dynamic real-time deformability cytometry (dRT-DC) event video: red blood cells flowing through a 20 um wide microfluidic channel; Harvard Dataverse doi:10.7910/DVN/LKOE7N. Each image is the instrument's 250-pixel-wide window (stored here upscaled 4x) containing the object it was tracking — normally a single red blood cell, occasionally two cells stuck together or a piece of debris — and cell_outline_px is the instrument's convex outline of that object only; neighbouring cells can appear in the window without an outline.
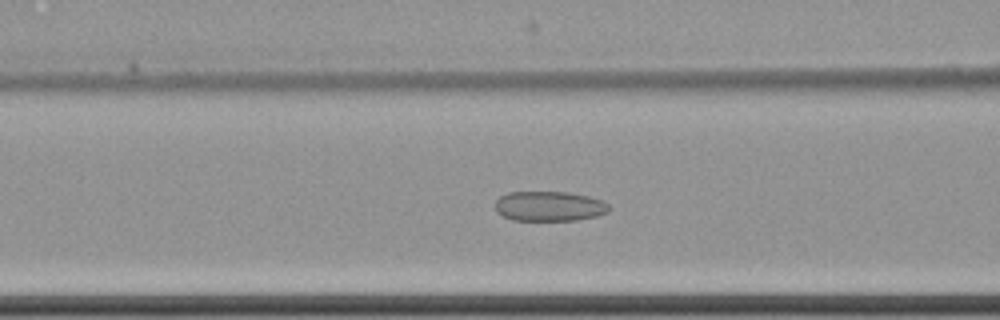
{"species": "common noctule bat (a hibernating species)", "species_latin": "Nyctalus noctula", "temperature_condition": "cold", "stored_images_in_passage": 51, "camera_frame_rate_fps": 3000, "um_per_image_px": 0.085, "animal": {"sex": "female", "body_mass_g": 22.7, "forearm_length_mm": 54.2}, "frame": {"image": 1, "passage_image": 16, "time_ms": 5.0, "image_size_px": [1000, 320], "cell_outline_px": [[612, 208], [608, 212], [596, 216], [576, 220], [512, 220], [496, 212], [496, 200], [500, 196], [508, 192], [568, 192], [588, 196], [600, 200], [608, 204]], "centroid_in_image_um": [46.69, 17.53], "position_along_channel_um": 119.9, "area_um2": 19.83}}
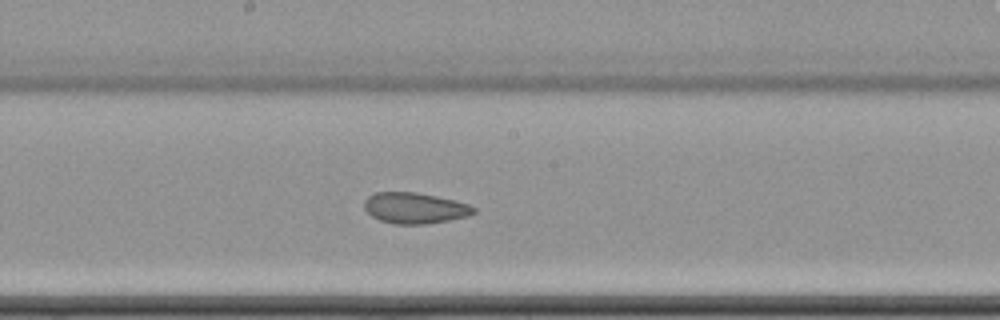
{"frame": {"image": 2, "passage_image": 24, "time_ms": 7.667, "image_size_px": [1000, 320], "cell_outline_px": [[476, 212], [468, 216], [428, 224], [396, 224], [380, 220], [372, 216], [364, 208], [364, 200], [368, 196], [376, 192], [416, 192], [456, 200], [468, 204], [476, 208]], "centroid_in_image_um": [35.27, 17.68], "position_along_channel_um": 212.9, "area_um2": 19.77}}
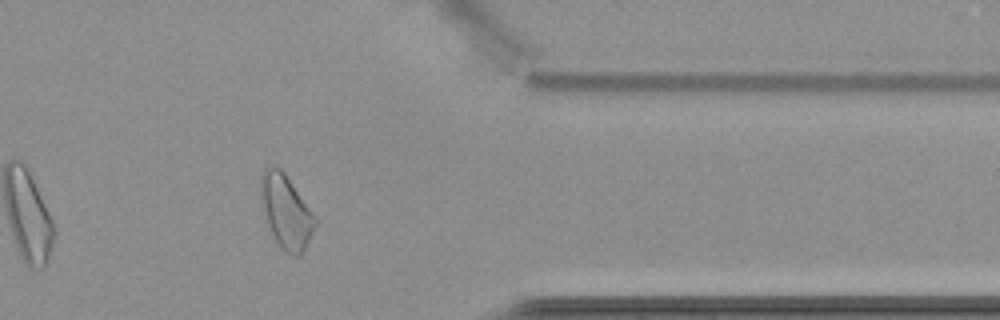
{"frame": {"image": 3, "passage_image": 40, "time_ms": 13.0, "image_size_px": [1000, 320], "cell_outline_px": [[320, 220], [300, 256], [292, 256], [284, 252], [280, 248], [268, 224], [260, 196], [260, 176], [264, 168], [268, 164], [280, 168], [284, 172]], "centroid_in_image_um": [24.35, 17.96], "position_along_channel_um": 387.1, "area_um2": 23.64}, "authors_computed_cell_mechanics": {"area_um2": 22.3108, "velocity_mm_per_s": 3.4891, "shape_relaxation_time_tau1_ms": null, "shape_relaxation_time_tau2_ms": 3.6818, "deformation_change_tau1": null, "deformation_change_tau2": 0.0947}}